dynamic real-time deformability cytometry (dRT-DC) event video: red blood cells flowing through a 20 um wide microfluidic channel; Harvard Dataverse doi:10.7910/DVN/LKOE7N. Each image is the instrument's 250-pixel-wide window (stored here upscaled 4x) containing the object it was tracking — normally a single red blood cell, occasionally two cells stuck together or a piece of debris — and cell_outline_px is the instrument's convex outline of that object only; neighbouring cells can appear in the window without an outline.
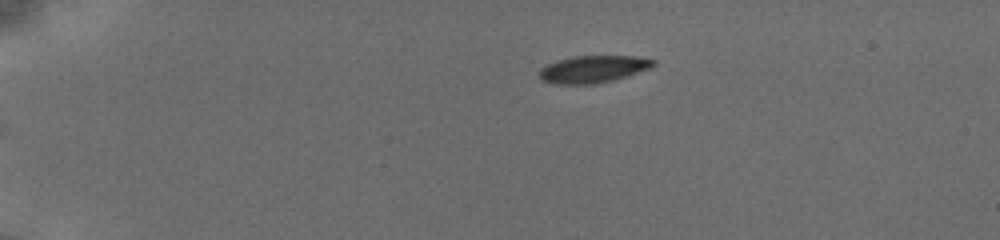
{"species": "common noctule bat (a hibernating species)", "species_latin": "Nyctalus noctula", "temperature_condition": "cold", "stored_images_in_passage": 43, "camera_frame_rate_fps": 3000, "um_per_image_px": 0.085, "animal": {"sex": "female", "body_mass_g": 19.5, "forearm_length_mm": 54.1}, "frame": {"image": 1, "passage_image": 3, "time_ms": 0.333, "image_size_px": [1000, 240], "cell_outline_px": [[656, 64], [652, 68], [628, 76], [612, 80], [592, 84], [552, 84], [540, 80], [536, 72], [540, 68], [556, 60], [572, 56], [636, 56], [656, 60]], "centroid_in_image_um": [50.38, 5.88], "position_along_channel_um": 34.6, "area_um2": 18.44}}
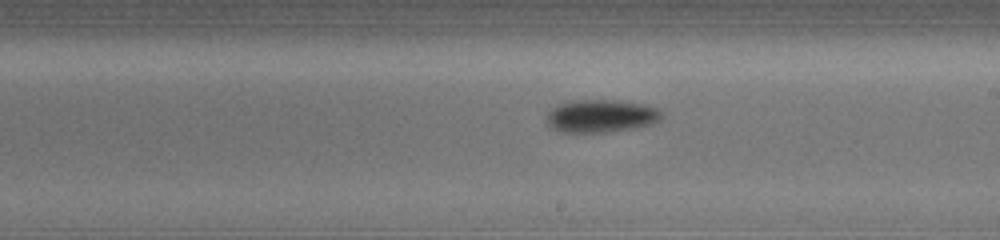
{"frame": {"image": 2, "passage_image": 29, "time_ms": 7.667, "image_size_px": [1000, 240], "cell_outline_px": [[660, 116], [656, 120], [644, 124], [628, 128], [604, 132], [564, 132], [548, 124], [548, 112], [552, 108], [560, 104], [572, 100], [616, 100], [640, 104], [656, 108], [660, 112]], "centroid_in_image_um": [51.0, 9.84], "position_along_channel_um": 238.0, "area_um2": 20.98}}
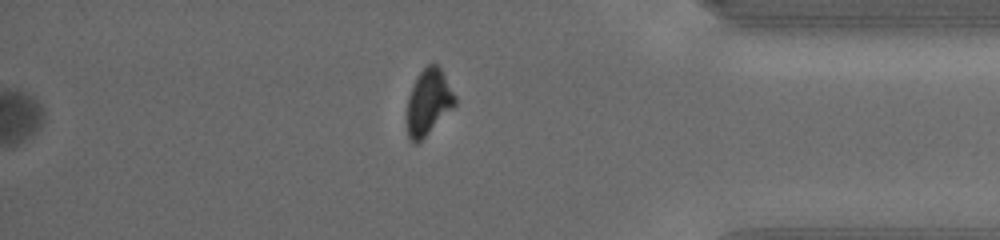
{"frame": {"image": 3, "passage_image": 43, "time_ms": 12.333, "image_size_px": [1000, 240], "cell_outline_px": [[456, 104], [416, 144], [412, 144], [408, 136], [408, 96], [416, 76], [428, 64], [436, 64], [440, 68], [456, 96]], "centroid_in_image_um": [36.41, 8.65], "position_along_channel_um": 398.8, "area_um2": 17.92}, "authors_computed_cell_mechanics": {"area_um2": 19.5364, "velocity_mm_per_s": 3.8244, "shape_relaxation_time_tau1_ms": 1.8775, "shape_relaxation_time_tau2_ms": null, "deformation_change_tau1": 0.118, "deformation_change_tau2": null}}